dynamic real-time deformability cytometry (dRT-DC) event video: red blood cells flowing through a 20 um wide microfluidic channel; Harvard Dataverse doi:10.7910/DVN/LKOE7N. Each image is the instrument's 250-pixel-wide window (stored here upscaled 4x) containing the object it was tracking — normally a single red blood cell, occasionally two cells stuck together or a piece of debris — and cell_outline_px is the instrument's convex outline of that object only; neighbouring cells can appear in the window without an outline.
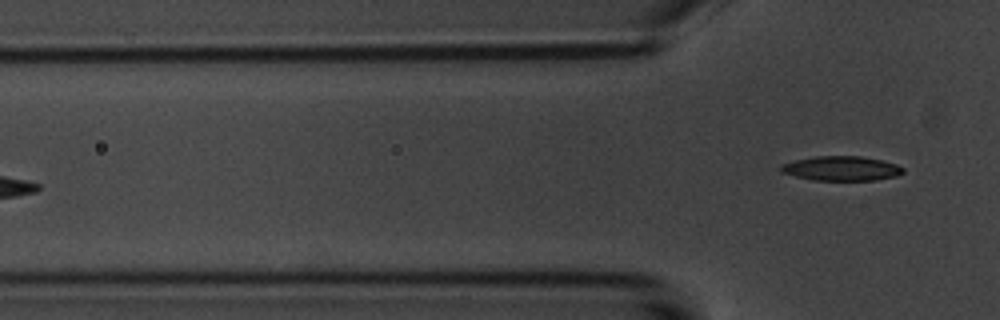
{"species": "common noctule bat (a hibernating species)", "species_latin": "Nyctalus noctula", "temperature_condition": "room temperature", "stored_images_in_passage": 6, "camera_frame_rate_fps": 3000, "um_per_image_px": 0.085, "animal": {"sex": "male", "body_mass_g": 20.1, "forearm_length_mm": 53.5}, "frame": {"image": 1, "passage_image": 6, "time_ms": 5.667, "image_size_px": [1000, 320], "cell_outline_px": [[904, 172], [896, 176], [876, 180], [812, 180], [780, 172], [780, 164], [796, 160], [816, 156], [860, 156], [880, 160], [896, 164], [904, 168]], "centroid_in_image_um": [71.51, 14.32], "position_along_channel_um": 54.3, "area_um2": 17.4}}